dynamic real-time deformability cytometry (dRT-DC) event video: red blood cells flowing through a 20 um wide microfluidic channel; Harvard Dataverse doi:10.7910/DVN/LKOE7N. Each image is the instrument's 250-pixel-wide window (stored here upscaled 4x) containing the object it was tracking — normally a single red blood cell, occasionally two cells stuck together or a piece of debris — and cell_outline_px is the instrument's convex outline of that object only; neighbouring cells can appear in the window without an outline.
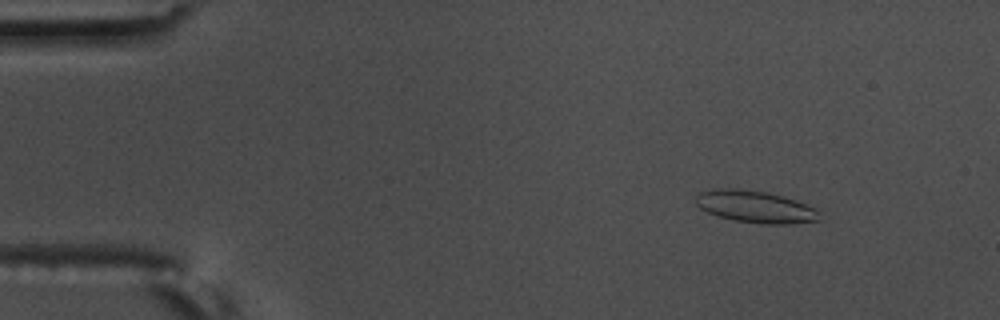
{"species": "common noctule bat (a hibernating species)", "species_latin": "Nyctalus noctula", "temperature_condition": "warm", "stored_images_in_passage": 17, "camera_frame_rate_fps": 3000, "um_per_image_px": 0.085, "animal": {"sex": "male", "body_mass_g": 17.5, "forearm_length_mm": 52.3}, "frame": {"image": 1, "passage_image": 6, "time_ms": 1.667, "image_size_px": [1000, 320], "cell_outline_px": [[824, 220], [784, 224], [764, 224], [736, 220], [720, 216], [708, 212], [700, 208], [692, 200], [700, 192], [716, 188], [736, 188], [768, 192], [784, 196], [796, 200], [816, 208], [820, 212]], "centroid_in_image_um": [64.24, 17.56], "position_along_channel_um": 20.8, "area_um2": 23.35}}